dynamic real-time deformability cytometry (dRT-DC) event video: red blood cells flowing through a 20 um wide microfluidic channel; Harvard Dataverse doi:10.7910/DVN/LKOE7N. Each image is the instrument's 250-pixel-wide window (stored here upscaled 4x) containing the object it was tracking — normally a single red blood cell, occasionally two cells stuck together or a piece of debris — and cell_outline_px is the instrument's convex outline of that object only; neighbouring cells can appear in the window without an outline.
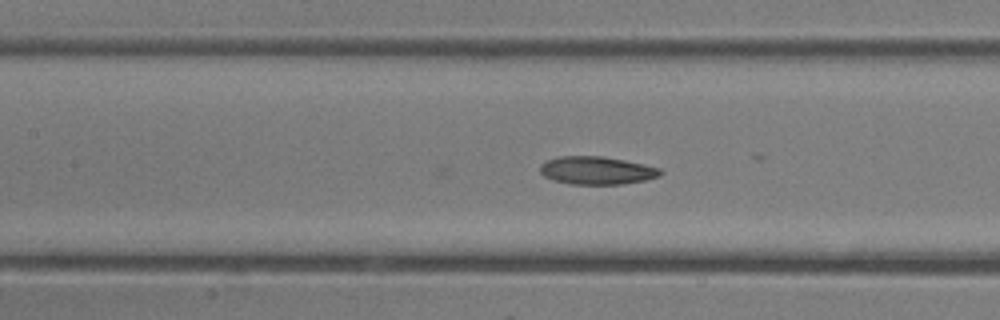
{"species": "common noctule bat (a hibernating species)", "species_latin": "Nyctalus noctula", "temperature_condition": "room temperature", "stored_images_in_passage": 24, "camera_frame_rate_fps": 3000, "um_per_image_px": 0.085, "animal": {"sex": "female"}, "frame": {"image": 1, "passage_image": 5, "time_ms": 1.333, "image_size_px": [1000, 320], "cell_outline_px": [[664, 172], [660, 176], [644, 180], [620, 184], [572, 184], [552, 180], [544, 176], [540, 172], [540, 164], [548, 160], [560, 156], [600, 156], [624, 160], [644, 164], [660, 168]], "centroid_in_image_um": [50.72, 14.49], "position_along_channel_um": 156.7, "area_um2": 19.54}}
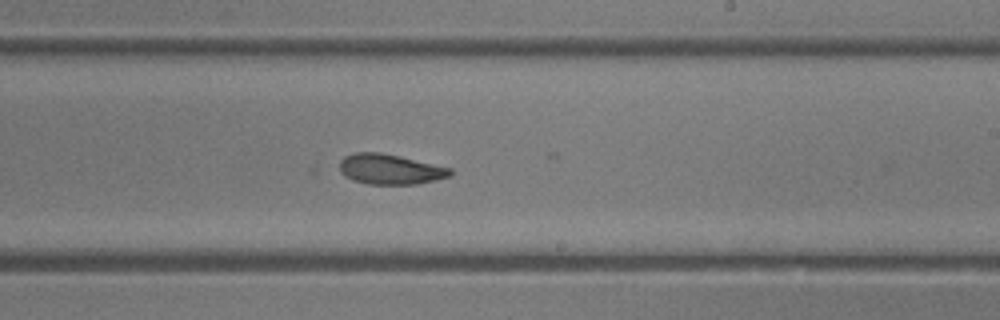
{"frame": {"image": 2, "passage_image": 10, "time_ms": 3.0, "image_size_px": [1000, 320], "cell_outline_px": [[452, 176], [416, 184], [368, 184], [352, 180], [344, 176], [340, 172], [340, 160], [344, 156], [352, 152], [380, 152], [400, 156], [452, 168]], "centroid_in_image_um": [33.14, 14.38], "position_along_channel_um": 255.9, "area_um2": 19.65}}
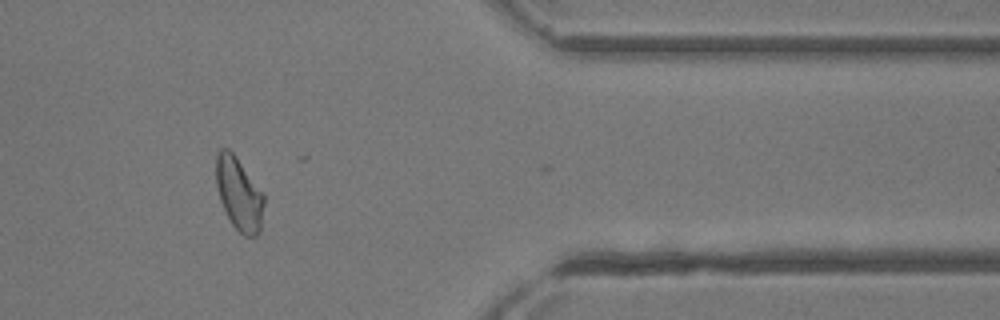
{"frame": {"image": 3, "passage_image": 18, "time_ms": 5.667, "image_size_px": [1000, 320], "cell_outline_px": [[264, 204], [260, 232], [256, 236], [244, 236], [232, 224], [220, 200], [216, 184], [216, 156], [220, 148], [228, 148], [236, 156], [264, 192]], "centroid_in_image_um": [20.33, 16.46], "position_along_channel_um": 391.1, "area_um2": 20.46}}